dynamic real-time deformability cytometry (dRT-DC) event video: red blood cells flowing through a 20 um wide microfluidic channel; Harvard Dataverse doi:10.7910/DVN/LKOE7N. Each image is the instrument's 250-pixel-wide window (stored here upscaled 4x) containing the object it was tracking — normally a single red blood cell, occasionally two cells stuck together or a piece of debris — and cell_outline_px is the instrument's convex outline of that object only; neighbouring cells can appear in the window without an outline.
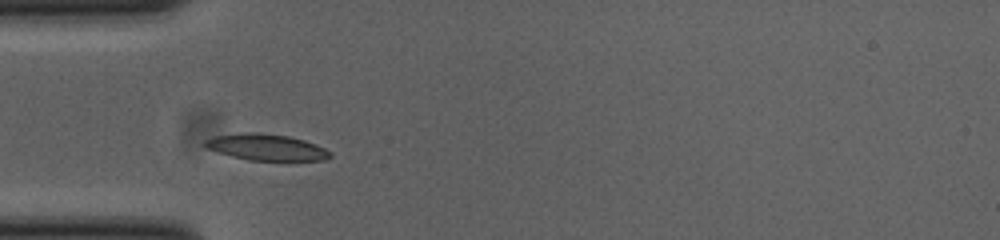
{"species": "common noctule bat (a hibernating species)", "species_latin": "Nyctalus noctula", "temperature_condition": "cold", "stored_images_in_passage": 29, "camera_frame_rate_fps": 3000, "um_per_image_px": 0.085, "animal": {"sex": "female", "body_mass_g": 23.0, "forearm_length_mm": 53.4}, "frame": {"image": 1, "passage_image": 4, "time_ms": 1.0, "image_size_px": [1000, 240], "cell_outline_px": [[332, 156], [324, 160], [248, 160], [232, 156], [208, 148], [204, 144], [204, 140], [216, 136], [240, 132], [256, 132], [288, 136], [304, 140], [316, 144], [332, 152]], "centroid_in_image_um": [22.67, 12.51], "position_along_channel_um": 62.3, "area_um2": 19.02}}
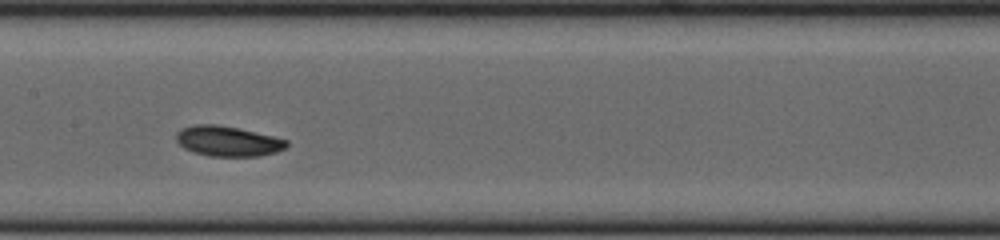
{"frame": {"image": 2, "passage_image": 14, "time_ms": 4.333, "image_size_px": [1000, 240], "cell_outline_px": [[288, 144], [284, 148], [276, 152], [260, 156], [208, 156], [184, 148], [176, 140], [176, 132], [192, 124], [216, 124], [240, 128], [288, 140]], "centroid_in_image_um": [19.36, 11.99], "position_along_channel_um": 188.0, "area_um2": 19.36}}
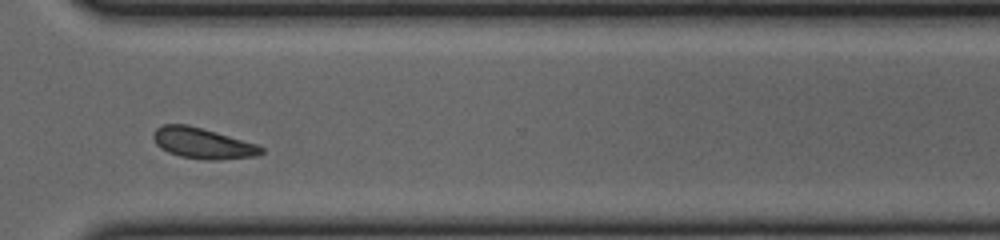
{"frame": {"image": 3, "passage_image": 27, "time_ms": 8.667, "image_size_px": [1000, 240], "cell_outline_px": [[264, 152], [256, 156], [216, 160], [204, 160], [180, 156], [168, 152], [160, 148], [156, 144], [152, 136], [152, 132], [156, 128], [164, 124], [188, 124], [216, 132], [256, 144], [264, 148]], "centroid_in_image_um": [17.19, 12.17], "position_along_channel_um": 353.4, "area_um2": 19.36}}